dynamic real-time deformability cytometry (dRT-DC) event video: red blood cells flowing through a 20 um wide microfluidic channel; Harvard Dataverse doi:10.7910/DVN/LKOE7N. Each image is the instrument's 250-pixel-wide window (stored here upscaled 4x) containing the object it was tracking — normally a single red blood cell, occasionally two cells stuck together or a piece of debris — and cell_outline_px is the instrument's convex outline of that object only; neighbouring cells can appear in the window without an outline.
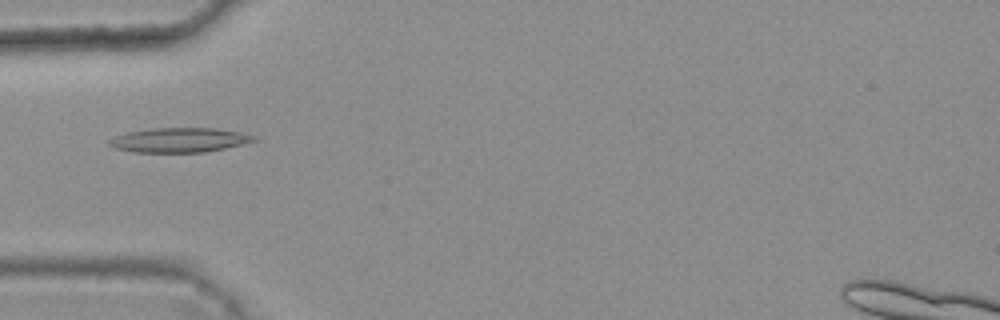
{"species": "common noctule bat (a hibernating species)", "species_latin": "Nyctalus noctula", "temperature_condition": "warm", "stored_images_in_passage": 2, "camera_frame_rate_fps": 3000, "um_per_image_px": 0.085, "animal": {"sex": "female", "body_mass_g": 25.1}, "frame": {"image": 1, "passage_image": 2, "time_ms": 0.333, "image_size_px": [1000, 320], "cell_outline_px": [[256, 140], [224, 148], [204, 152], [132, 152], [116, 148], [108, 144], [108, 140], [116, 136], [128, 132], [152, 128], [216, 128], [240, 132], [256, 136]], "centroid_in_image_um": [15.22, 11.9], "position_along_channel_um": 69.8, "area_um2": 20.46}}